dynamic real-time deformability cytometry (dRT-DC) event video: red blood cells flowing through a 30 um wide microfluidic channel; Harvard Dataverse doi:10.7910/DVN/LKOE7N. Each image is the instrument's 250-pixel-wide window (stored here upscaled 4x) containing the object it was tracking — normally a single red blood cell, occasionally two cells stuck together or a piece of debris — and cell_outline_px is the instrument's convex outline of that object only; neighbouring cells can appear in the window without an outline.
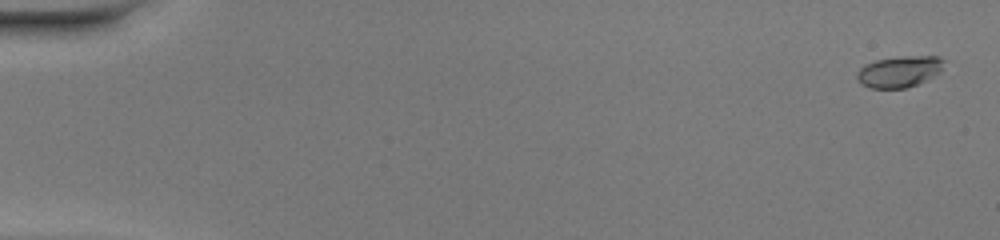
{"species": "common noctule bat (a hibernating species)", "species_latin": "Nyctalus noctula", "temperature_condition": "warm", "stored_images_in_passage": 51, "camera_frame_rate_fps": 3000, "um_per_image_px": 0.085, "animal": {"sex": "female", "body_mass_g": 20.0, "forearm_length_mm": 54.0}, "frame": {"image": 1, "passage_image": 2, "time_ms": 0.333, "image_size_px": [1000, 240], "cell_outline_px": [[944, 60], [940, 72], [908, 88], [872, 88], [860, 84], [856, 76], [856, 72], [864, 64], [876, 60], [900, 56], [940, 56]], "centroid_in_image_um": [76.4, 6.07], "position_along_channel_um": 8.6, "area_um2": 15.84}}
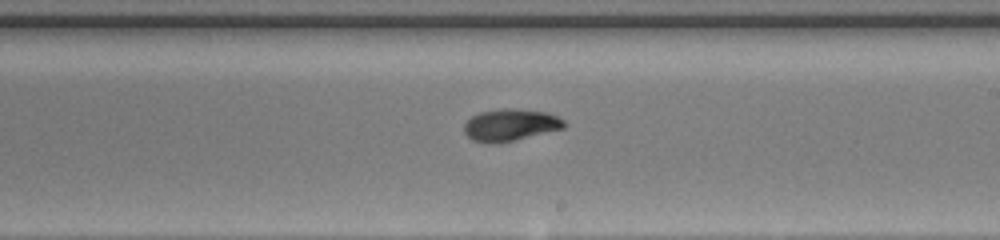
{"frame": {"image": 2, "passage_image": 31, "time_ms": 10.0, "image_size_px": [1000, 240], "cell_outline_px": [[568, 124], [564, 128], [496, 144], [488, 144], [472, 140], [464, 132], [464, 124], [472, 116], [480, 112], [504, 108], [508, 108], [544, 112], [556, 116], [564, 120]], "centroid_in_image_um": [43.36, 10.63], "position_along_channel_um": 245.6, "area_um2": 18.5}}
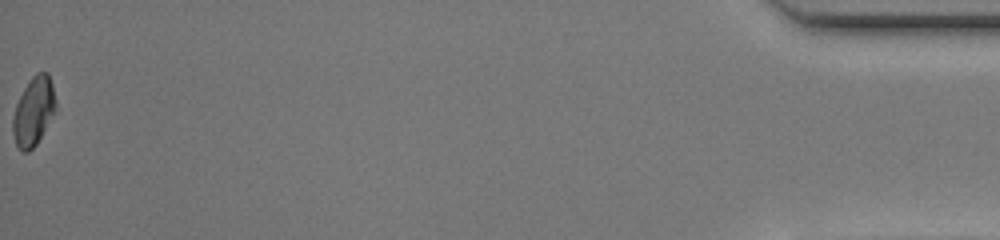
{"frame": {"image": 3, "passage_image": 51, "time_ms": 16.667, "image_size_px": [1000, 240], "cell_outline_px": [[56, 108], [36, 144], [28, 152], [20, 152], [16, 144], [12, 132], [12, 116], [16, 104], [24, 88], [32, 76], [36, 72], [48, 72], [52, 84], [56, 100]], "centroid_in_image_um": [2.83, 9.45], "position_along_channel_um": 432.4, "area_um2": 17.05}, "authors_computed_cell_mechanics": {"area_um2": 17.8602, "velocity_mm_per_s": 4.2126, "shape_relaxation_time_tau1_ms": 3.4392, "shape_relaxation_time_tau2_ms": 4.3932, "deformation_change_tau1": 0.1819, "deformation_change_tau2": 0.0506}}